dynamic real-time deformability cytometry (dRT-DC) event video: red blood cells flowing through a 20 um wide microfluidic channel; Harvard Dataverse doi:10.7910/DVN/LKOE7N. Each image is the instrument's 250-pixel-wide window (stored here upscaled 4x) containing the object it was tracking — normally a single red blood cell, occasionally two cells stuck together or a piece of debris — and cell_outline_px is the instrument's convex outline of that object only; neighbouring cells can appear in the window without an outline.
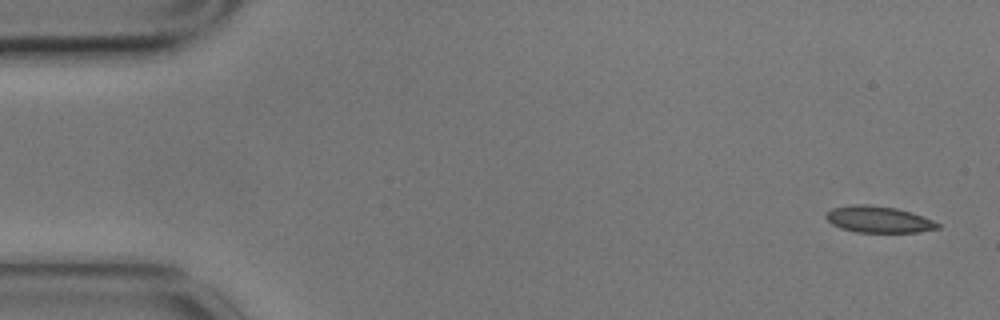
{"species": "common noctule bat (a hibernating species)", "species_latin": "Nyctalus noctula", "temperature_condition": "cold", "stored_images_in_passage": 5, "camera_frame_rate_fps": 3000, "um_per_image_px": 0.085, "animal": {"sex": "male", "body_mass_g": 17.9}, "frame": {"image": 1, "passage_image": 1, "time_ms": 0.0, "image_size_px": [1000, 320], "cell_outline_px": [[940, 228], [920, 232], [856, 232], [840, 228], [832, 224], [824, 216], [824, 212], [832, 208], [852, 204], [868, 204], [896, 208], [912, 212], [924, 216], [940, 224]], "centroid_in_image_um": [74.66, 18.64], "position_along_channel_um": 10.3, "area_um2": 17.46}}
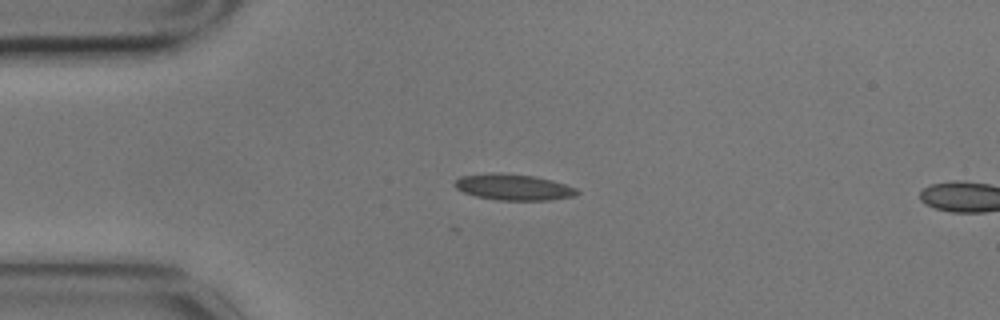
{"frame": {"image": 2, "passage_image": 4, "time_ms": 1.0, "image_size_px": [1000, 320], "cell_outline_px": [[580, 192], [576, 196], [548, 200], [496, 200], [476, 196], [464, 192], [456, 188], [452, 184], [460, 176], [488, 172], [500, 172], [532, 176], [552, 180], [576, 188]], "centroid_in_image_um": [43.62, 15.9], "position_along_channel_um": 41.4, "area_um2": 18.73}}